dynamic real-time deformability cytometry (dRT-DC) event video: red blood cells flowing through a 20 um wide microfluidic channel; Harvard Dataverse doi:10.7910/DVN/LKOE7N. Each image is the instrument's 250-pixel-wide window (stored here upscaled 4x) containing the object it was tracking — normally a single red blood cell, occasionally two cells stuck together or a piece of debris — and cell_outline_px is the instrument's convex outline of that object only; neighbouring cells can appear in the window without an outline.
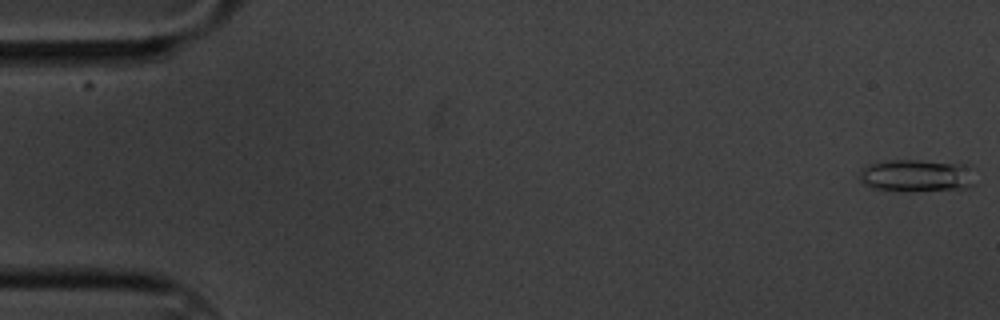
{"species": "common noctule bat (a hibernating species)", "species_latin": "Nyctalus noctula", "temperature_condition": "cold", "stored_images_in_passage": 56, "camera_frame_rate_fps": 3000, "um_per_image_px": 0.085, "animal": {"sex": "male", "body_mass_g": 20.1, "forearm_length_mm": 53.5}, "frame": {"image": 1, "passage_image": 1, "time_ms": 0.0, "image_size_px": [1000, 320], "cell_outline_px": [[976, 184], [968, 188], [872, 188], [864, 184], [860, 180], [860, 168], [868, 164], [888, 160], [920, 160], [972, 164], [976, 168]], "centroid_in_image_um": [78.04, 14.85], "position_along_channel_um": 7.0, "area_um2": 21.5}}
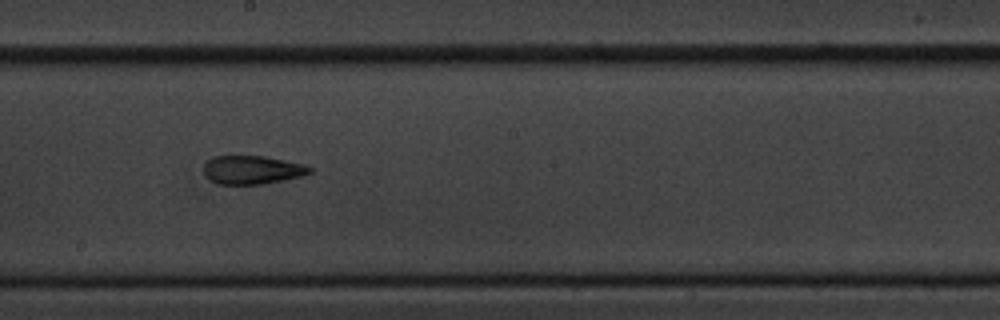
{"frame": {"image": 2, "passage_image": 33, "time_ms": 10.667, "image_size_px": [1000, 320], "cell_outline_px": [[312, 172], [304, 176], [264, 184], [216, 184], [208, 180], [204, 176], [204, 164], [212, 156], [264, 156], [284, 160], [300, 164], [312, 168]], "centroid_in_image_um": [21.39, 14.45], "position_along_channel_um": 226.8, "area_um2": 17.74}}
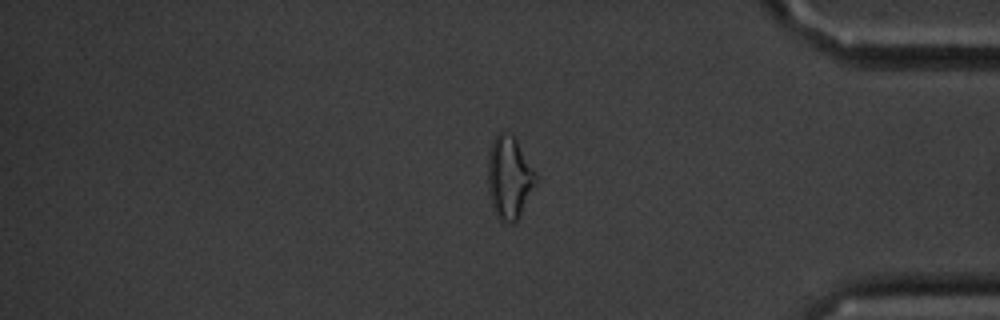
{"frame": {"image": 3, "passage_image": 50, "time_ms": 16.333, "image_size_px": [1000, 320], "cell_outline_px": [[540, 180], [516, 224], [504, 224], [496, 216], [492, 208], [488, 196], [488, 156], [492, 140], [504, 128], [516, 140], [536, 172]], "centroid_in_image_um": [43.31, 15.16], "position_along_channel_um": 391.9, "area_um2": 23.99}, "authors_computed_cell_mechanics": {"area_um2": 18.0047, "velocity_mm_per_s": 3.3434, "shape_relaxation_time_tau1_ms": null, "shape_relaxation_time_tau2_ms": 3.8462, "deformation_change_tau1": null, "deformation_change_tau2": 0.1147}}